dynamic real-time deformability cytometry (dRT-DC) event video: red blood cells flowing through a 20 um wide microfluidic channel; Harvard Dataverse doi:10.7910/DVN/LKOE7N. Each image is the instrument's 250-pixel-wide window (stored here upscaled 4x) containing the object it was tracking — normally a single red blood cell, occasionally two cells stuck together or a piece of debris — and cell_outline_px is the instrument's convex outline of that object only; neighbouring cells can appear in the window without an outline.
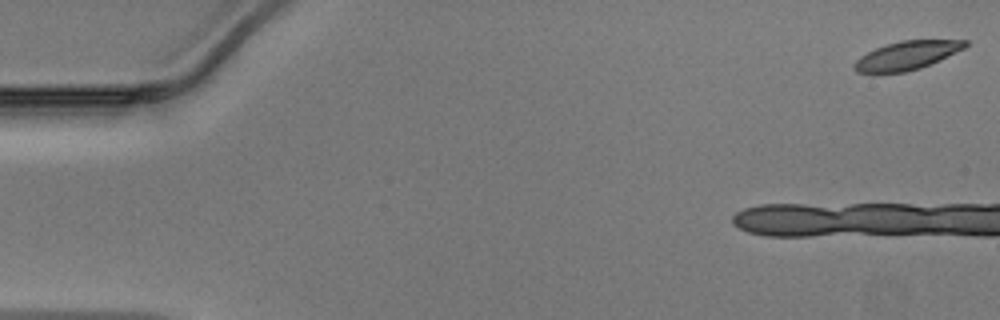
{"species": "Egyptian fruit bat (a non-hibernating species)", "species_latin": "Rousettus aegyptiacus", "temperature_condition": "warm", "stored_images_in_passage": 8, "camera_frame_rate_fps": 3000, "um_per_image_px": 0.085, "animal": {"sex": "male"}, "frame": {"image": 1, "passage_image": 1, "time_ms": 0.0, "image_size_px": [1000, 320], "cell_outline_px": [[968, 44], [964, 48], [940, 60], [920, 68], [904, 72], [856, 72], [852, 68], [852, 64], [860, 56], [876, 48], [900, 40], [968, 40]], "centroid_in_image_um": [77.07, 4.71], "position_along_channel_um": 7.9, "area_um2": 18.26}}